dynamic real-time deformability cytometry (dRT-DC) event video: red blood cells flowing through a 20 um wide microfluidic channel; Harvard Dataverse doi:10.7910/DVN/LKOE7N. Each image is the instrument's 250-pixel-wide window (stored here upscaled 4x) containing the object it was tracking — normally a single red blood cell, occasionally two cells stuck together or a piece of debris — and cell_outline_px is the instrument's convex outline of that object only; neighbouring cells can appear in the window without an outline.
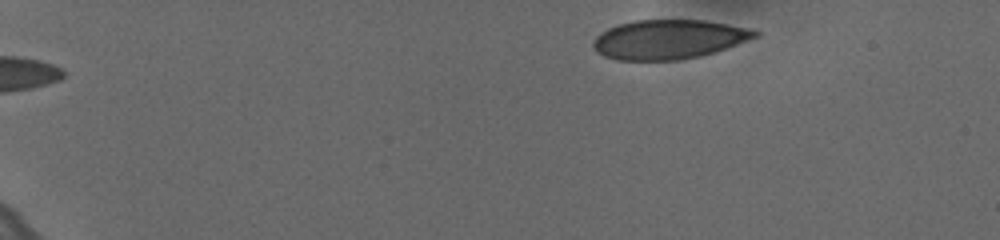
{"species": "human", "species_latin": "Homo sapiens", "temperature_condition": "cold", "stored_images_in_passage": 43, "camera_frame_rate_fps": 3000, "um_per_image_px": 0.085, "donor": {"sex": "female"}, "frame": {"image": 1, "passage_image": 1, "time_ms": 0.0, "image_size_px": [1000, 240], "cell_outline_px": [[760, 36], [700, 56], [680, 60], [616, 60], [604, 56], [596, 52], [592, 48], [592, 40], [600, 32], [608, 28], [620, 24], [636, 20], [704, 20], [744, 28], [760, 32]], "centroid_in_image_um": [56.76, 3.35], "position_along_channel_um": 28.2, "area_um2": 36.82}}
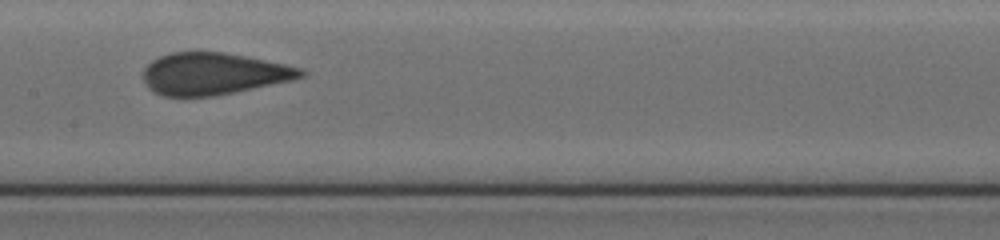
{"frame": {"image": 2, "passage_image": 24, "time_ms": 7.667, "image_size_px": [1000, 240], "cell_outline_px": [[308, 72], [304, 76], [292, 80], [216, 96], [164, 96], [148, 88], [144, 84], [144, 68], [152, 60], [160, 56], [172, 52], [224, 52], [304, 68]], "centroid_in_image_um": [18.16, 6.27], "position_along_channel_um": 189.2, "area_um2": 38.44}}
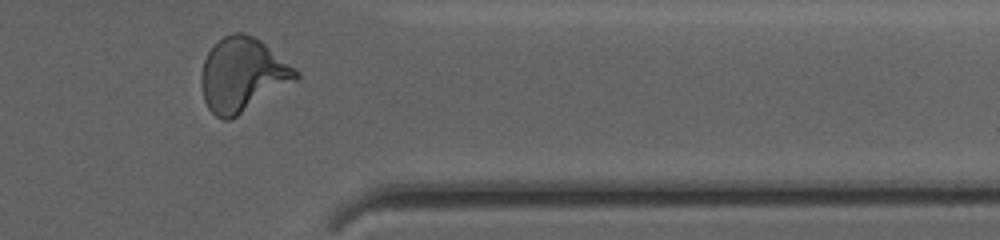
{"frame": {"image": 3, "passage_image": 41, "time_ms": 13.333, "image_size_px": [1000, 240], "cell_outline_px": [[300, 76], [296, 80], [236, 116], [228, 120], [224, 120], [216, 116], [208, 108], [204, 100], [200, 84], [200, 76], [204, 60], [208, 52], [224, 36], [232, 32], [244, 32], [260, 40], [300, 72]], "centroid_in_image_um": [20.59, 6.35], "position_along_channel_um": 390.8, "area_um2": 40.23}}